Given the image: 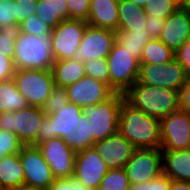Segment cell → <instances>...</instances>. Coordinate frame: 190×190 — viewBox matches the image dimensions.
Returning a JSON list of instances; mask_svg holds the SVG:
<instances>
[{"label":"cell","mask_w":190,"mask_h":190,"mask_svg":"<svg viewBox=\"0 0 190 190\" xmlns=\"http://www.w3.org/2000/svg\"><path fill=\"white\" fill-rule=\"evenodd\" d=\"M20 33L19 24H12L0 28V54L13 58L15 40Z\"/></svg>","instance_id":"cell-32"},{"label":"cell","mask_w":190,"mask_h":190,"mask_svg":"<svg viewBox=\"0 0 190 190\" xmlns=\"http://www.w3.org/2000/svg\"><path fill=\"white\" fill-rule=\"evenodd\" d=\"M190 38V11L178 8L165 19L159 40L176 53Z\"/></svg>","instance_id":"cell-19"},{"label":"cell","mask_w":190,"mask_h":190,"mask_svg":"<svg viewBox=\"0 0 190 190\" xmlns=\"http://www.w3.org/2000/svg\"><path fill=\"white\" fill-rule=\"evenodd\" d=\"M119 0H90L87 24L93 27L118 30Z\"/></svg>","instance_id":"cell-20"},{"label":"cell","mask_w":190,"mask_h":190,"mask_svg":"<svg viewBox=\"0 0 190 190\" xmlns=\"http://www.w3.org/2000/svg\"><path fill=\"white\" fill-rule=\"evenodd\" d=\"M15 71L13 58L0 54V81L13 78Z\"/></svg>","instance_id":"cell-42"},{"label":"cell","mask_w":190,"mask_h":190,"mask_svg":"<svg viewBox=\"0 0 190 190\" xmlns=\"http://www.w3.org/2000/svg\"><path fill=\"white\" fill-rule=\"evenodd\" d=\"M35 14L52 28L64 20H70L66 0H38Z\"/></svg>","instance_id":"cell-26"},{"label":"cell","mask_w":190,"mask_h":190,"mask_svg":"<svg viewBox=\"0 0 190 190\" xmlns=\"http://www.w3.org/2000/svg\"><path fill=\"white\" fill-rule=\"evenodd\" d=\"M84 66L86 76L109 85V68L106 58L85 60Z\"/></svg>","instance_id":"cell-35"},{"label":"cell","mask_w":190,"mask_h":190,"mask_svg":"<svg viewBox=\"0 0 190 190\" xmlns=\"http://www.w3.org/2000/svg\"><path fill=\"white\" fill-rule=\"evenodd\" d=\"M23 146L15 133L0 129V158L19 154Z\"/></svg>","instance_id":"cell-36"},{"label":"cell","mask_w":190,"mask_h":190,"mask_svg":"<svg viewBox=\"0 0 190 190\" xmlns=\"http://www.w3.org/2000/svg\"><path fill=\"white\" fill-rule=\"evenodd\" d=\"M163 175L190 182V149L162 150Z\"/></svg>","instance_id":"cell-21"},{"label":"cell","mask_w":190,"mask_h":190,"mask_svg":"<svg viewBox=\"0 0 190 190\" xmlns=\"http://www.w3.org/2000/svg\"><path fill=\"white\" fill-rule=\"evenodd\" d=\"M18 3L14 0H0V28L18 24Z\"/></svg>","instance_id":"cell-37"},{"label":"cell","mask_w":190,"mask_h":190,"mask_svg":"<svg viewBox=\"0 0 190 190\" xmlns=\"http://www.w3.org/2000/svg\"><path fill=\"white\" fill-rule=\"evenodd\" d=\"M179 8L190 11V0H179Z\"/></svg>","instance_id":"cell-48"},{"label":"cell","mask_w":190,"mask_h":190,"mask_svg":"<svg viewBox=\"0 0 190 190\" xmlns=\"http://www.w3.org/2000/svg\"><path fill=\"white\" fill-rule=\"evenodd\" d=\"M124 100L123 93L115 92L109 99L83 108L95 141L109 137L118 131L119 112Z\"/></svg>","instance_id":"cell-6"},{"label":"cell","mask_w":190,"mask_h":190,"mask_svg":"<svg viewBox=\"0 0 190 190\" xmlns=\"http://www.w3.org/2000/svg\"><path fill=\"white\" fill-rule=\"evenodd\" d=\"M37 147L55 179L69 178L74 175L76 152L63 138L55 137L40 143Z\"/></svg>","instance_id":"cell-13"},{"label":"cell","mask_w":190,"mask_h":190,"mask_svg":"<svg viewBox=\"0 0 190 190\" xmlns=\"http://www.w3.org/2000/svg\"><path fill=\"white\" fill-rule=\"evenodd\" d=\"M68 99L82 109L109 99L115 91L107 84L92 77L84 76L66 88Z\"/></svg>","instance_id":"cell-15"},{"label":"cell","mask_w":190,"mask_h":190,"mask_svg":"<svg viewBox=\"0 0 190 190\" xmlns=\"http://www.w3.org/2000/svg\"><path fill=\"white\" fill-rule=\"evenodd\" d=\"M187 73L174 58L163 64H140L138 82L148 86L165 87L179 91L186 82Z\"/></svg>","instance_id":"cell-9"},{"label":"cell","mask_w":190,"mask_h":190,"mask_svg":"<svg viewBox=\"0 0 190 190\" xmlns=\"http://www.w3.org/2000/svg\"><path fill=\"white\" fill-rule=\"evenodd\" d=\"M70 19L87 21L90 0H66Z\"/></svg>","instance_id":"cell-38"},{"label":"cell","mask_w":190,"mask_h":190,"mask_svg":"<svg viewBox=\"0 0 190 190\" xmlns=\"http://www.w3.org/2000/svg\"><path fill=\"white\" fill-rule=\"evenodd\" d=\"M93 148L104 160L108 169H122L136 149L118 131L109 137L96 141Z\"/></svg>","instance_id":"cell-18"},{"label":"cell","mask_w":190,"mask_h":190,"mask_svg":"<svg viewBox=\"0 0 190 190\" xmlns=\"http://www.w3.org/2000/svg\"><path fill=\"white\" fill-rule=\"evenodd\" d=\"M68 103L70 102L66 88L55 86L42 109L46 115H50L60 111Z\"/></svg>","instance_id":"cell-34"},{"label":"cell","mask_w":190,"mask_h":190,"mask_svg":"<svg viewBox=\"0 0 190 190\" xmlns=\"http://www.w3.org/2000/svg\"><path fill=\"white\" fill-rule=\"evenodd\" d=\"M171 190H190V182L171 180Z\"/></svg>","instance_id":"cell-46"},{"label":"cell","mask_w":190,"mask_h":190,"mask_svg":"<svg viewBox=\"0 0 190 190\" xmlns=\"http://www.w3.org/2000/svg\"><path fill=\"white\" fill-rule=\"evenodd\" d=\"M71 187L73 190H92L83 185L75 176H71Z\"/></svg>","instance_id":"cell-47"},{"label":"cell","mask_w":190,"mask_h":190,"mask_svg":"<svg viewBox=\"0 0 190 190\" xmlns=\"http://www.w3.org/2000/svg\"><path fill=\"white\" fill-rule=\"evenodd\" d=\"M151 38L143 31H117L116 41L126 48L139 61L142 50Z\"/></svg>","instance_id":"cell-29"},{"label":"cell","mask_w":190,"mask_h":190,"mask_svg":"<svg viewBox=\"0 0 190 190\" xmlns=\"http://www.w3.org/2000/svg\"><path fill=\"white\" fill-rule=\"evenodd\" d=\"M134 2L137 6L145 7L146 2H149V0H131Z\"/></svg>","instance_id":"cell-49"},{"label":"cell","mask_w":190,"mask_h":190,"mask_svg":"<svg viewBox=\"0 0 190 190\" xmlns=\"http://www.w3.org/2000/svg\"><path fill=\"white\" fill-rule=\"evenodd\" d=\"M175 53L158 38L150 39L142 50L140 64H163L175 58Z\"/></svg>","instance_id":"cell-28"},{"label":"cell","mask_w":190,"mask_h":190,"mask_svg":"<svg viewBox=\"0 0 190 190\" xmlns=\"http://www.w3.org/2000/svg\"><path fill=\"white\" fill-rule=\"evenodd\" d=\"M52 73L55 86L67 88L86 76L84 63L74 59L58 60L53 63Z\"/></svg>","instance_id":"cell-24"},{"label":"cell","mask_w":190,"mask_h":190,"mask_svg":"<svg viewBox=\"0 0 190 190\" xmlns=\"http://www.w3.org/2000/svg\"><path fill=\"white\" fill-rule=\"evenodd\" d=\"M123 95L125 101L132 107L159 120L180 110L177 90L148 86L137 81Z\"/></svg>","instance_id":"cell-2"},{"label":"cell","mask_w":190,"mask_h":190,"mask_svg":"<svg viewBox=\"0 0 190 190\" xmlns=\"http://www.w3.org/2000/svg\"><path fill=\"white\" fill-rule=\"evenodd\" d=\"M14 1H16L17 3L29 4L33 1H38V0H14Z\"/></svg>","instance_id":"cell-51"},{"label":"cell","mask_w":190,"mask_h":190,"mask_svg":"<svg viewBox=\"0 0 190 190\" xmlns=\"http://www.w3.org/2000/svg\"><path fill=\"white\" fill-rule=\"evenodd\" d=\"M45 117L44 110L37 106L0 113V129L15 133L24 145L37 146V136Z\"/></svg>","instance_id":"cell-4"},{"label":"cell","mask_w":190,"mask_h":190,"mask_svg":"<svg viewBox=\"0 0 190 190\" xmlns=\"http://www.w3.org/2000/svg\"><path fill=\"white\" fill-rule=\"evenodd\" d=\"M115 42L116 31L87 25L72 59L84 63L85 60L107 58Z\"/></svg>","instance_id":"cell-11"},{"label":"cell","mask_w":190,"mask_h":190,"mask_svg":"<svg viewBox=\"0 0 190 190\" xmlns=\"http://www.w3.org/2000/svg\"><path fill=\"white\" fill-rule=\"evenodd\" d=\"M118 132L136 149L161 148L160 120L146 115L125 100L120 107Z\"/></svg>","instance_id":"cell-1"},{"label":"cell","mask_w":190,"mask_h":190,"mask_svg":"<svg viewBox=\"0 0 190 190\" xmlns=\"http://www.w3.org/2000/svg\"><path fill=\"white\" fill-rule=\"evenodd\" d=\"M118 14L117 31H143L145 29L147 15L144 8L137 6L131 0H119Z\"/></svg>","instance_id":"cell-23"},{"label":"cell","mask_w":190,"mask_h":190,"mask_svg":"<svg viewBox=\"0 0 190 190\" xmlns=\"http://www.w3.org/2000/svg\"><path fill=\"white\" fill-rule=\"evenodd\" d=\"M13 62L16 70H52L55 59L51 35L40 37L20 32L15 40Z\"/></svg>","instance_id":"cell-3"},{"label":"cell","mask_w":190,"mask_h":190,"mask_svg":"<svg viewBox=\"0 0 190 190\" xmlns=\"http://www.w3.org/2000/svg\"><path fill=\"white\" fill-rule=\"evenodd\" d=\"M26 98L17 89L14 78L0 81V113L27 108Z\"/></svg>","instance_id":"cell-27"},{"label":"cell","mask_w":190,"mask_h":190,"mask_svg":"<svg viewBox=\"0 0 190 190\" xmlns=\"http://www.w3.org/2000/svg\"><path fill=\"white\" fill-rule=\"evenodd\" d=\"M129 190H171V179L162 174L152 181L130 185Z\"/></svg>","instance_id":"cell-39"},{"label":"cell","mask_w":190,"mask_h":190,"mask_svg":"<svg viewBox=\"0 0 190 190\" xmlns=\"http://www.w3.org/2000/svg\"><path fill=\"white\" fill-rule=\"evenodd\" d=\"M24 169V186L46 190L55 180L37 146L24 145L19 153Z\"/></svg>","instance_id":"cell-12"},{"label":"cell","mask_w":190,"mask_h":190,"mask_svg":"<svg viewBox=\"0 0 190 190\" xmlns=\"http://www.w3.org/2000/svg\"><path fill=\"white\" fill-rule=\"evenodd\" d=\"M124 170L130 185L158 178L163 174L161 148L135 149Z\"/></svg>","instance_id":"cell-8"},{"label":"cell","mask_w":190,"mask_h":190,"mask_svg":"<svg viewBox=\"0 0 190 190\" xmlns=\"http://www.w3.org/2000/svg\"><path fill=\"white\" fill-rule=\"evenodd\" d=\"M13 78L29 106L43 108L55 87L52 70H16Z\"/></svg>","instance_id":"cell-7"},{"label":"cell","mask_w":190,"mask_h":190,"mask_svg":"<svg viewBox=\"0 0 190 190\" xmlns=\"http://www.w3.org/2000/svg\"><path fill=\"white\" fill-rule=\"evenodd\" d=\"M127 174L122 169H110L102 178L98 190H129Z\"/></svg>","instance_id":"cell-30"},{"label":"cell","mask_w":190,"mask_h":190,"mask_svg":"<svg viewBox=\"0 0 190 190\" xmlns=\"http://www.w3.org/2000/svg\"><path fill=\"white\" fill-rule=\"evenodd\" d=\"M177 62L190 74V38L174 54Z\"/></svg>","instance_id":"cell-41"},{"label":"cell","mask_w":190,"mask_h":190,"mask_svg":"<svg viewBox=\"0 0 190 190\" xmlns=\"http://www.w3.org/2000/svg\"><path fill=\"white\" fill-rule=\"evenodd\" d=\"M87 25L86 21L70 19L60 22L52 29L50 35L55 61L73 58Z\"/></svg>","instance_id":"cell-10"},{"label":"cell","mask_w":190,"mask_h":190,"mask_svg":"<svg viewBox=\"0 0 190 190\" xmlns=\"http://www.w3.org/2000/svg\"><path fill=\"white\" fill-rule=\"evenodd\" d=\"M0 186L2 190L24 186V169L19 154L0 158Z\"/></svg>","instance_id":"cell-22"},{"label":"cell","mask_w":190,"mask_h":190,"mask_svg":"<svg viewBox=\"0 0 190 190\" xmlns=\"http://www.w3.org/2000/svg\"><path fill=\"white\" fill-rule=\"evenodd\" d=\"M37 9V1H33L29 4L18 3V16H16V22L20 24L24 19H27L30 15L35 14Z\"/></svg>","instance_id":"cell-44"},{"label":"cell","mask_w":190,"mask_h":190,"mask_svg":"<svg viewBox=\"0 0 190 190\" xmlns=\"http://www.w3.org/2000/svg\"><path fill=\"white\" fill-rule=\"evenodd\" d=\"M108 170L106 163L93 147L76 152L73 176L90 189L98 190Z\"/></svg>","instance_id":"cell-17"},{"label":"cell","mask_w":190,"mask_h":190,"mask_svg":"<svg viewBox=\"0 0 190 190\" xmlns=\"http://www.w3.org/2000/svg\"><path fill=\"white\" fill-rule=\"evenodd\" d=\"M179 108L182 111H190V74L179 90Z\"/></svg>","instance_id":"cell-43"},{"label":"cell","mask_w":190,"mask_h":190,"mask_svg":"<svg viewBox=\"0 0 190 190\" xmlns=\"http://www.w3.org/2000/svg\"><path fill=\"white\" fill-rule=\"evenodd\" d=\"M106 59L109 68V86L115 92L124 94L138 80L139 60L117 41Z\"/></svg>","instance_id":"cell-5"},{"label":"cell","mask_w":190,"mask_h":190,"mask_svg":"<svg viewBox=\"0 0 190 190\" xmlns=\"http://www.w3.org/2000/svg\"><path fill=\"white\" fill-rule=\"evenodd\" d=\"M161 150L190 149L189 113L178 110L160 120Z\"/></svg>","instance_id":"cell-14"},{"label":"cell","mask_w":190,"mask_h":190,"mask_svg":"<svg viewBox=\"0 0 190 190\" xmlns=\"http://www.w3.org/2000/svg\"><path fill=\"white\" fill-rule=\"evenodd\" d=\"M165 23V19L161 18H152V16H148L146 18L145 31L151 39L159 38L163 25Z\"/></svg>","instance_id":"cell-40"},{"label":"cell","mask_w":190,"mask_h":190,"mask_svg":"<svg viewBox=\"0 0 190 190\" xmlns=\"http://www.w3.org/2000/svg\"><path fill=\"white\" fill-rule=\"evenodd\" d=\"M83 113V109L73 103H68L60 111L46 115L37 136V146L55 137L69 136L76 119Z\"/></svg>","instance_id":"cell-16"},{"label":"cell","mask_w":190,"mask_h":190,"mask_svg":"<svg viewBox=\"0 0 190 190\" xmlns=\"http://www.w3.org/2000/svg\"><path fill=\"white\" fill-rule=\"evenodd\" d=\"M179 8L176 0H149L146 2L144 12L152 18L166 19Z\"/></svg>","instance_id":"cell-31"},{"label":"cell","mask_w":190,"mask_h":190,"mask_svg":"<svg viewBox=\"0 0 190 190\" xmlns=\"http://www.w3.org/2000/svg\"><path fill=\"white\" fill-rule=\"evenodd\" d=\"M46 190H73L71 187V176L69 178L55 179Z\"/></svg>","instance_id":"cell-45"},{"label":"cell","mask_w":190,"mask_h":190,"mask_svg":"<svg viewBox=\"0 0 190 190\" xmlns=\"http://www.w3.org/2000/svg\"><path fill=\"white\" fill-rule=\"evenodd\" d=\"M63 140L75 152L93 147V144L96 141L94 140L93 133L91 132L90 122H88L84 113L75 120L70 135L65 136Z\"/></svg>","instance_id":"cell-25"},{"label":"cell","mask_w":190,"mask_h":190,"mask_svg":"<svg viewBox=\"0 0 190 190\" xmlns=\"http://www.w3.org/2000/svg\"><path fill=\"white\" fill-rule=\"evenodd\" d=\"M16 190H43V189L21 186L20 188H18Z\"/></svg>","instance_id":"cell-50"},{"label":"cell","mask_w":190,"mask_h":190,"mask_svg":"<svg viewBox=\"0 0 190 190\" xmlns=\"http://www.w3.org/2000/svg\"><path fill=\"white\" fill-rule=\"evenodd\" d=\"M19 27H20V32L40 37L50 35L53 29L50 25H48L44 20L39 18L36 14H32L27 19H24L19 24Z\"/></svg>","instance_id":"cell-33"}]
</instances>
